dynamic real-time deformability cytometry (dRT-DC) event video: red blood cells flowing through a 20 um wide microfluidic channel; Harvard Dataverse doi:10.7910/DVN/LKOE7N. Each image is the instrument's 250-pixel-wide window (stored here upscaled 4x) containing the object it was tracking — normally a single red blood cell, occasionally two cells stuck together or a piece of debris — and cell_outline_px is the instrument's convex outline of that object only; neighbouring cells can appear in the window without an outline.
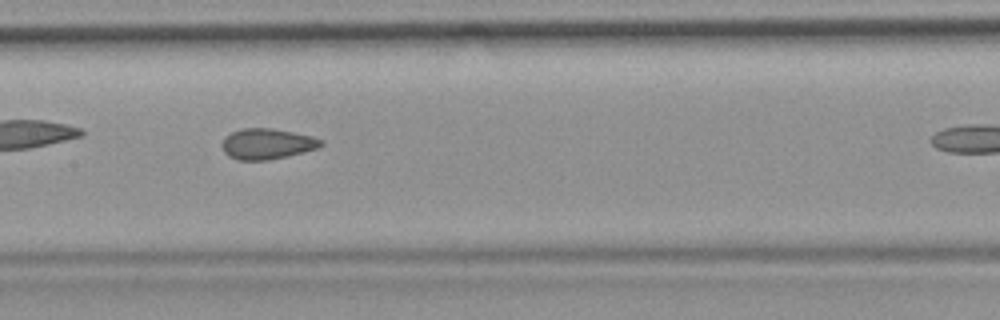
{"species": "common noctule bat (a hibernating species)", "species_latin": "Nyctalus noctula", "temperature_condition": "room temperature", "stored_images_in_passage": 30, "camera_frame_rate_fps": 3000, "um_per_image_px": 0.085, "animal": {"sex": "female", "body_mass_g": 19.9}, "frame": {"image": 1, "passage_image": 13, "time_ms": 4.0, "image_size_px": [1000, 320], "cell_outline_px": [[324, 144], [320, 148], [288, 156], [268, 160], [236, 160], [228, 156], [224, 152], [224, 136], [232, 132], [244, 128], [272, 128], [312, 136], [324, 140]], "centroid_in_image_um": [22.75, 12.23], "position_along_channel_um": 184.7, "area_um2": 17.74}}